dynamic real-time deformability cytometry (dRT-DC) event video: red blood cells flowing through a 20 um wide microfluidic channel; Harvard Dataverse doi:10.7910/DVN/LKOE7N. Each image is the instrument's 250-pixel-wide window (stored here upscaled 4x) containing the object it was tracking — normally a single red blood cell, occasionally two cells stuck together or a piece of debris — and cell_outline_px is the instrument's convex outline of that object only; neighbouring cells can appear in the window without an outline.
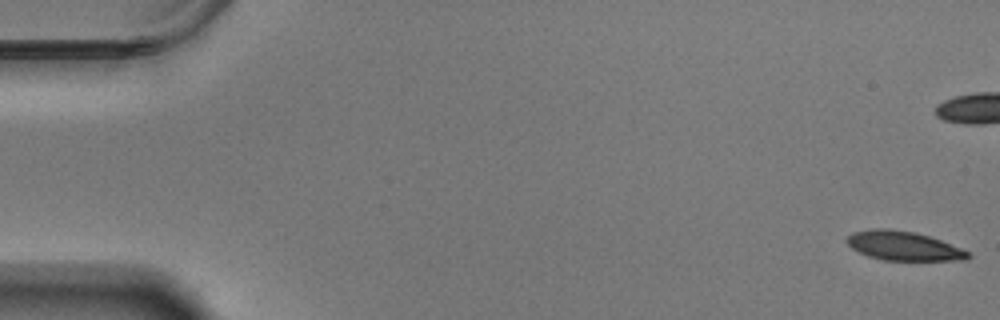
{"species": "Egyptian fruit bat (a non-hibernating species)", "species_latin": "Rousettus aegyptiacus", "temperature_condition": "warm", "stored_images_in_passage": 59, "camera_frame_rate_fps": 3000, "um_per_image_px": 0.085, "animal": {"sex": "male"}, "frame": {"image": 1, "passage_image": 1, "time_ms": 0.0, "image_size_px": [1000, 320], "cell_outline_px": [[972, 256], [968, 260], [884, 260], [868, 256], [852, 248], [844, 240], [852, 232], [872, 228], [888, 228], [916, 232], [940, 240], [960, 248], [968, 252]], "centroid_in_image_um": [76.77, 20.89], "position_along_channel_um": 8.2, "area_um2": 20.58}}
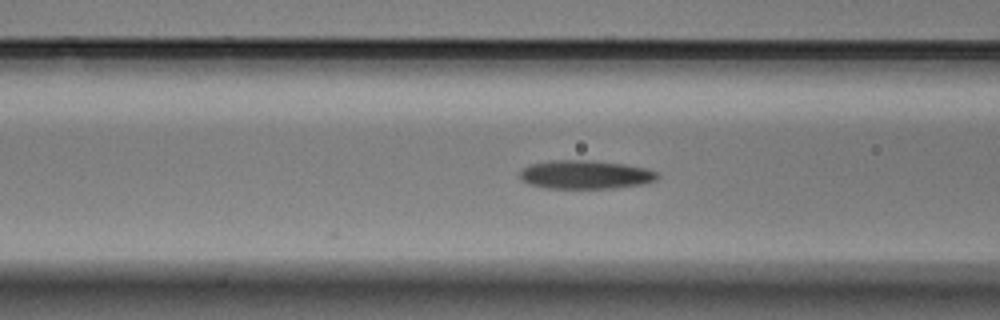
{"frame": {"image": 2, "passage_image": 23, "time_ms": 7.333, "image_size_px": [1000, 320], "cell_outline_px": [[660, 176], [656, 180], [640, 184], [616, 188], [544, 188], [528, 184], [520, 180], [520, 168], [528, 164], [552, 160], [592, 160], [624, 164], [648, 168], [656, 172]], "centroid_in_image_um": [49.71, 14.83], "position_along_channel_um": 116.9, "area_um2": 23.24}}
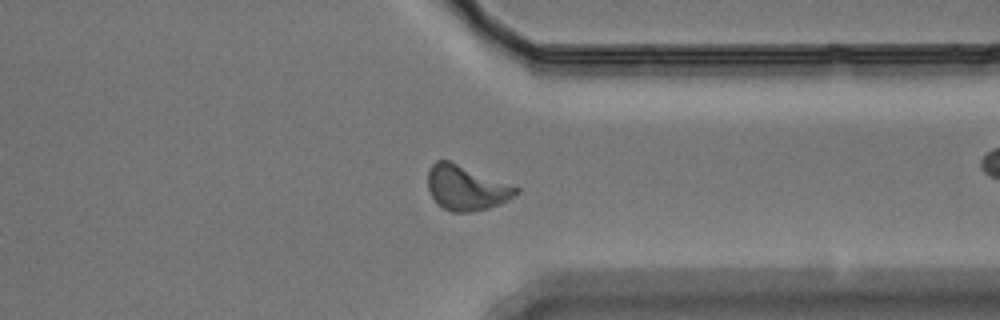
{"frame": {"image": 3, "passage_image": 45, "time_ms": 14.667, "image_size_px": [1000, 320], "cell_outline_px": [[520, 192], [488, 208], [472, 212], [452, 212], [444, 208], [432, 196], [428, 188], [428, 172], [432, 164], [436, 160], [448, 160], [520, 188]], "centroid_in_image_um": [39.6, 15.96], "position_along_channel_um": 371.8, "area_um2": 22.43}, "authors_computed_cell_mechanics": {"area_um2": 22.4264, "velocity_mm_per_s": 3.4911, "shape_relaxation_time_tau1_ms": 5.5092, "shape_relaxation_time_tau2_ms": 3.0371, "deformation_change_tau1": 0.1953, "deformation_change_tau2": 0.1103}}